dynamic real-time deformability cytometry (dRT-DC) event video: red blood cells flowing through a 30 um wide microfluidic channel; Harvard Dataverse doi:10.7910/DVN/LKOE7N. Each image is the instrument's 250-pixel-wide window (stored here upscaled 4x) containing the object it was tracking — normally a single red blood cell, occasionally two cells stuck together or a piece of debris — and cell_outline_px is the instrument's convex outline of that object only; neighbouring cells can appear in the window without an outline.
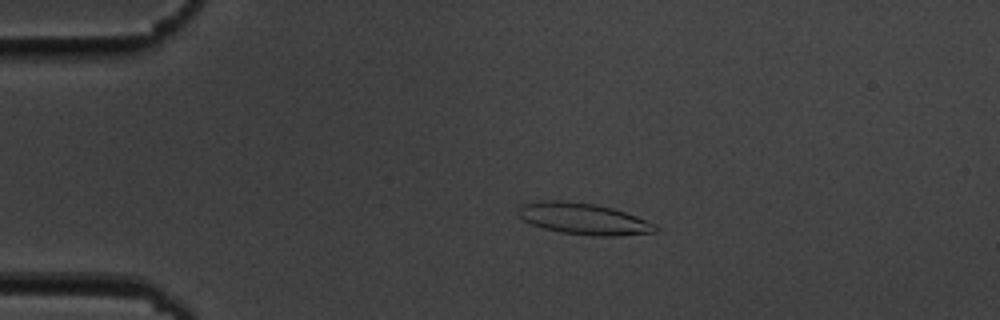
{"species": "common noctule bat (a hibernating species)", "species_latin": "Nyctalus noctula", "temperature_condition": "cold", "stored_images_in_passage": 53, "camera_frame_rate_fps": 3000, "um_per_image_px": 0.085, "animal": {"sex": "male", "body_mass_g": 19.5, "forearm_length_mm": 54.6}, "frame": {"image": 1, "passage_image": 9, "time_ms": 2.667, "image_size_px": [1000, 320], "cell_outline_px": [[660, 228], [656, 232], [612, 236], [592, 236], [560, 232], [544, 228], [532, 224], [524, 220], [516, 212], [516, 208], [520, 204], [536, 200], [560, 200], [596, 204], [612, 208], [636, 216], [656, 224]], "centroid_in_image_um": [49.56, 18.58], "position_along_channel_um": 35.4, "area_um2": 25.32}}
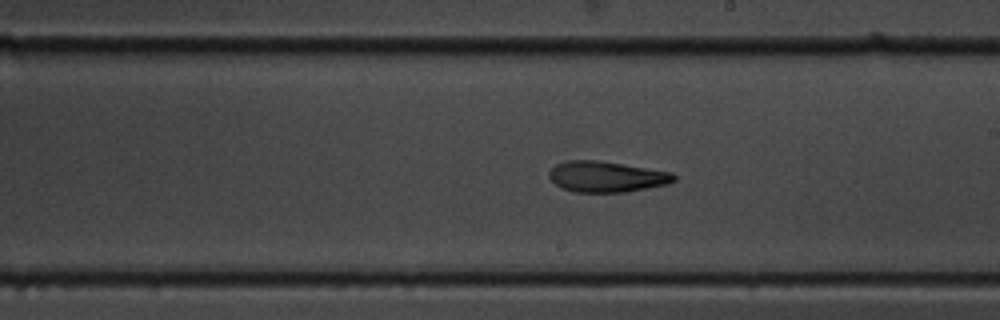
{"frame": {"image": 2, "passage_image": 29, "time_ms": 9.333, "image_size_px": [1000, 320], "cell_outline_px": [[676, 180], [668, 184], [628, 192], [572, 192], [560, 188], [548, 176], [548, 172], [556, 164], [568, 160], [596, 160], [672, 172], [676, 176]], "centroid_in_image_um": [51.54, 15.03], "position_along_channel_um": 237.5, "area_um2": 22.48}}
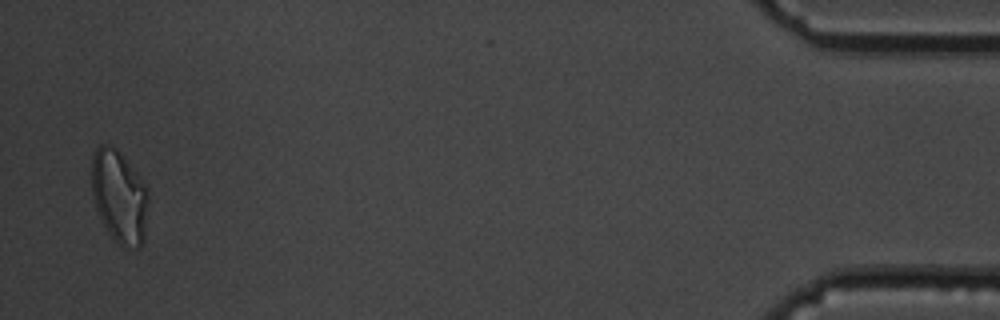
{"frame": {"image": 3, "passage_image": 51, "time_ms": 16.667, "image_size_px": [1000, 320], "cell_outline_px": [[148, 204], [144, 240], [140, 248], [124, 248], [112, 236], [104, 224], [96, 208], [92, 192], [92, 156], [96, 148], [100, 144], [112, 144], [124, 156], [136, 172], [144, 184], [148, 192]], "centroid_in_image_um": [10.15, 16.69], "position_along_channel_um": 425.0, "area_um2": 30.63}, "authors_computed_cell_mechanics": {"area_um2": 23.9292, "velocity_mm_per_s": 3.6597, "shape_relaxation_time_tau1_ms": 5.938, "shape_relaxation_time_tau2_ms": 3.0896, "deformation_change_tau1": 0.2084, "deformation_change_tau2": 0.1176}}